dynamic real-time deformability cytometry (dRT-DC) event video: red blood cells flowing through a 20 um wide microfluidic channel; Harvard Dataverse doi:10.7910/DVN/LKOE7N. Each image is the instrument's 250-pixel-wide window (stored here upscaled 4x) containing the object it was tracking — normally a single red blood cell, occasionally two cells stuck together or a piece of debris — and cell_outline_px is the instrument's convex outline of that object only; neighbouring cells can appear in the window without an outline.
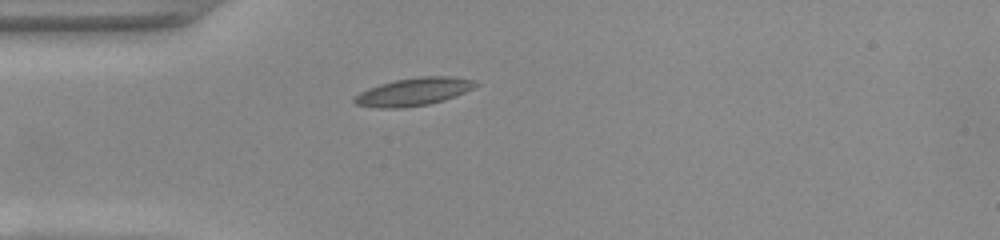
{"species": "common noctule bat (a hibernating species)", "species_latin": "Nyctalus noctula", "temperature_condition": "warm", "stored_images_in_passage": 37, "camera_frame_rate_fps": 3000, "um_per_image_px": 0.085, "animal": {"sex": "female", "body_mass_g": 22.0, "forearm_length_mm": 56.7}, "frame": {"image": 1, "passage_image": 1, "time_ms": 0.0, "image_size_px": [1000, 240], "cell_outline_px": [[480, 84], [464, 92], [444, 100], [428, 104], [404, 108], [376, 108], [356, 104], [352, 100], [360, 92], [368, 88], [380, 84], [396, 80], [420, 76], [448, 76], [476, 80]], "centroid_in_image_um": [35.16, 7.8], "position_along_channel_um": 49.8, "area_um2": 19.59}}
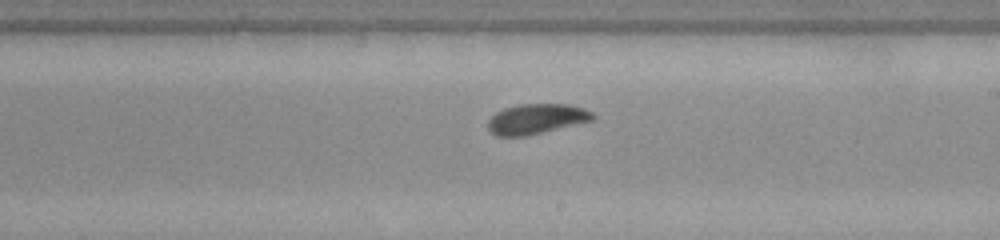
{"frame": {"image": 2, "passage_image": 16, "time_ms": 5.0, "image_size_px": [1000, 240], "cell_outline_px": [[596, 116], [592, 120], [524, 136], [496, 136], [488, 128], [488, 120], [496, 112], [504, 108], [520, 104], [568, 104], [584, 108], [592, 112]], "centroid_in_image_um": [45.58, 10.09], "position_along_channel_um": 243.4, "area_um2": 18.15}}
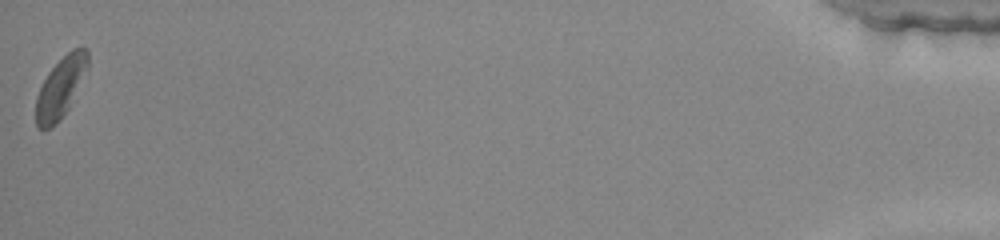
{"frame": {"image": 3, "passage_image": 37, "time_ms": 12.0, "image_size_px": [1000, 240], "cell_outline_px": [[88, 68], [68, 108], [56, 124], [48, 128], [40, 128], [36, 124], [36, 96], [48, 72], [72, 48], [84, 48], [88, 52]], "centroid_in_image_um": [5.15, 7.42], "position_along_channel_um": 430.1, "area_um2": 17.8}, "authors_computed_cell_mechanics": {"area_um2": 18.3226, "velocity_mm_per_s": 4.0898, "shape_relaxation_time_tau1_ms": 3.6595, "shape_relaxation_time_tau2_ms": 4.2765, "deformation_change_tau1": 0.0997, "deformation_change_tau2": 0.0902}}